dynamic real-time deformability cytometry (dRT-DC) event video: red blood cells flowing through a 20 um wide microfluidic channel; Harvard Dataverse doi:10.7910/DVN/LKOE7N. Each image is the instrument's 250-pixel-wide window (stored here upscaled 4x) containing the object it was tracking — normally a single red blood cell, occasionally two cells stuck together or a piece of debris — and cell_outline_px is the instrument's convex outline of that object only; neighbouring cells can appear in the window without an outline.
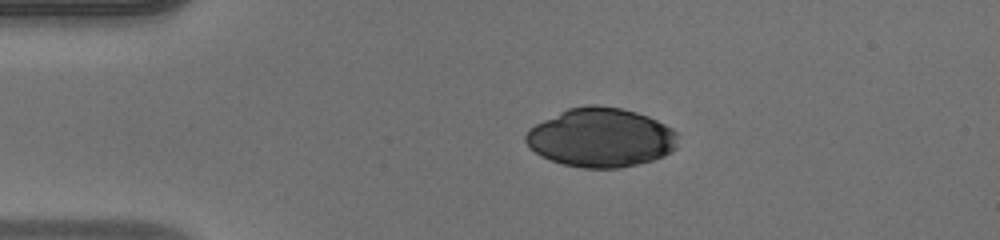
{"species": "human", "species_latin": "Homo sapiens", "temperature_condition": "warm", "stored_images_in_passage": 40, "camera_frame_rate_fps": 3000, "um_per_image_px": 0.085, "donor": {"sex": "male"}, "frame": {"image": 1, "passage_image": 1, "time_ms": 0.0, "image_size_px": [1000, 240], "cell_outline_px": [[676, 148], [672, 152], [664, 156], [652, 160], [620, 168], [584, 168], [564, 164], [540, 156], [524, 140], [524, 136], [528, 128], [568, 108], [588, 104], [596, 104], [620, 108], [636, 112], [648, 116], [672, 128], [676, 132]], "centroid_in_image_um": [51.07, 11.69], "position_along_channel_um": 33.9, "area_um2": 52.25}}
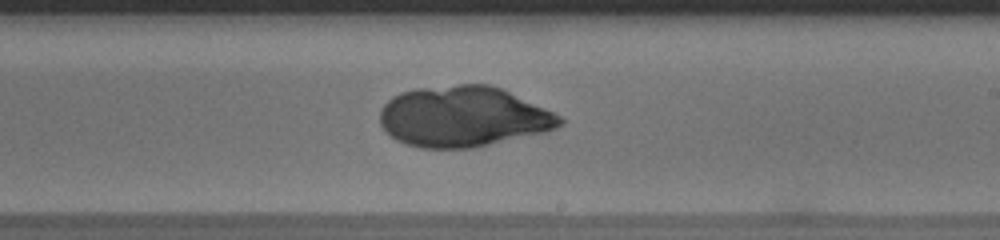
{"frame": {"image": 2, "passage_image": 20, "time_ms": 6.333, "image_size_px": [1000, 240], "cell_outline_px": [[564, 124], [556, 128], [544, 132], [472, 148], [420, 148], [396, 140], [380, 124], [380, 108], [392, 96], [400, 92], [416, 88], [456, 84], [488, 84], [500, 88], [544, 108], [560, 116], [564, 120]], "centroid_in_image_um": [39.34, 9.91], "position_along_channel_um": 249.7, "area_um2": 63.29}}
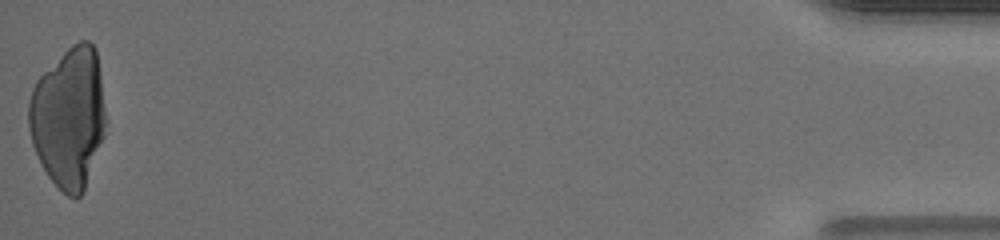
{"frame": {"image": 3, "passage_image": 40, "time_ms": 13.0, "image_size_px": [1000, 240], "cell_outline_px": [[104, 136], [84, 192], [80, 196], [68, 196], [48, 176], [32, 144], [28, 128], [28, 104], [32, 88], [36, 80], [72, 44], [80, 40], [88, 40], [96, 48], [100, 76], [104, 108]], "centroid_in_image_um": [5.83, 9.98], "position_along_channel_um": 429.4, "area_um2": 62.54}}